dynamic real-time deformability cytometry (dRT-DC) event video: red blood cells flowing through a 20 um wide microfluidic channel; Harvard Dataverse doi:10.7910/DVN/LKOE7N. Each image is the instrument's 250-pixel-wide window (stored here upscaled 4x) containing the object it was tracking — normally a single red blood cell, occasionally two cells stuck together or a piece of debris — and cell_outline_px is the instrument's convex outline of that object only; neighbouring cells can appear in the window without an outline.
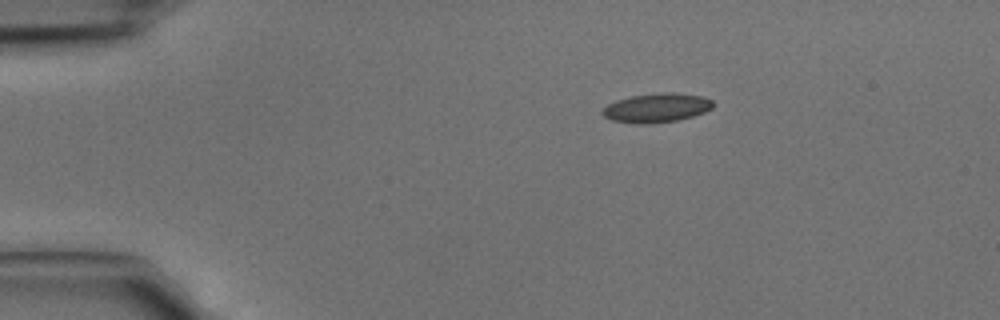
{"species": "common noctule bat (a hibernating species)", "species_latin": "Nyctalus noctula", "temperature_condition": "cold", "stored_images_in_passage": 3, "segment_of_instrument_passage": [1, 2], "camera_frame_rate_fps": 3000, "um_per_image_px": 0.085, "animal": {"sex": "male", "body_mass_g": 15.6}, "frame": {"image": 1, "passage_image": 1, "time_ms": 0.0, "image_size_px": [1000, 320], "cell_outline_px": [[716, 104], [712, 108], [704, 112], [692, 116], [676, 120], [644, 124], [640, 124], [612, 120], [604, 116], [600, 112], [608, 104], [616, 100], [628, 96], [660, 92], [676, 92], [700, 96], [712, 100]], "centroid_in_image_um": [55.81, 9.15], "position_along_channel_um": 29.2, "area_um2": 18.79}}